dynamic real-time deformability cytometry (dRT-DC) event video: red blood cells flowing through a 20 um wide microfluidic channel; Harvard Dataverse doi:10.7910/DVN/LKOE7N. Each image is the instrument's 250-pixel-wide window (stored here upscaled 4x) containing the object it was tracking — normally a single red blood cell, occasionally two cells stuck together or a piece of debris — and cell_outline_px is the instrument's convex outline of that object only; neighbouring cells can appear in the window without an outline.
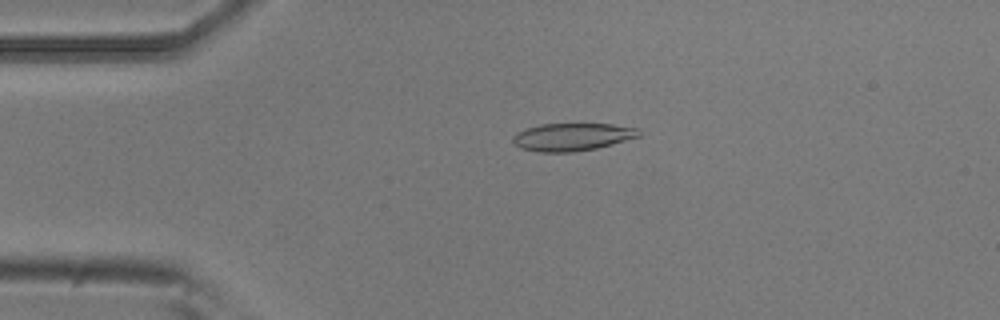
{"species": "common noctule bat (a hibernating species)", "species_latin": "Nyctalus noctula", "temperature_condition": "room temperature", "stored_images_in_passage": 53, "camera_frame_rate_fps": 3000, "um_per_image_px": 0.085, "animal": {"sex": "male", "body_mass_g": 20.5, "forearm_length_mm": 52.5}, "frame": {"image": 1, "passage_image": 11, "time_ms": 3.333, "image_size_px": [1000, 320], "cell_outline_px": [[640, 136], [612, 144], [596, 148], [572, 152], [540, 152], [520, 148], [512, 140], [512, 136], [516, 132], [540, 124], [612, 124], [640, 128]], "centroid_in_image_um": [48.65, 11.63], "position_along_channel_um": 36.4, "area_um2": 20.29}}
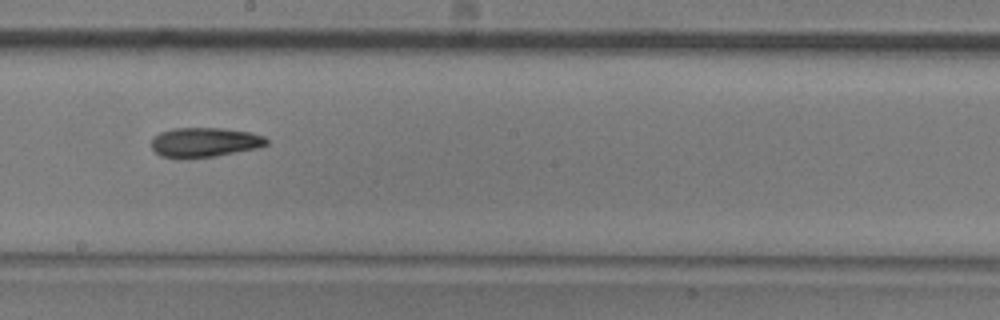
{"frame": {"image": 2, "passage_image": 29, "time_ms": 9.333, "image_size_px": [1000, 320], "cell_outline_px": [[268, 144], [256, 148], [216, 156], [188, 160], [160, 156], [152, 148], [152, 136], [160, 132], [172, 128], [224, 128], [252, 132], [264, 136], [268, 140]], "centroid_in_image_um": [17.36, 12.1], "position_along_channel_um": 230.8, "area_um2": 20.29}}
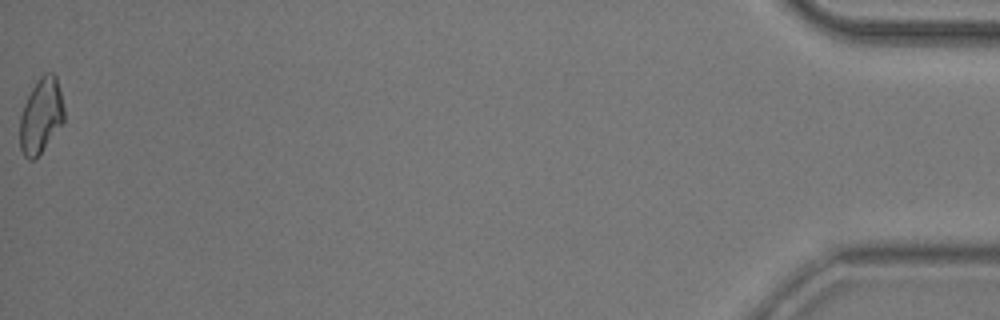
{"frame": {"image": 3, "passage_image": 53, "time_ms": 17.333, "image_size_px": [1000, 320], "cell_outline_px": [[64, 120], [40, 152], [32, 160], [28, 160], [24, 156], [20, 148], [20, 116], [24, 104], [32, 88], [40, 76], [44, 72], [52, 72], [56, 76], [64, 108]], "centroid_in_image_um": [3.47, 9.81], "position_along_channel_um": 431.7, "area_um2": 18.96}, "authors_computed_cell_mechanics": {"area_um2": 19.7676, "velocity_mm_per_s": 3.7698, "shape_relaxation_time_tau1_ms": 6.274, "shape_relaxation_time_tau2_ms": 6.3212, "deformation_change_tau1": 0.1448, "deformation_change_tau2": 0.1396}}